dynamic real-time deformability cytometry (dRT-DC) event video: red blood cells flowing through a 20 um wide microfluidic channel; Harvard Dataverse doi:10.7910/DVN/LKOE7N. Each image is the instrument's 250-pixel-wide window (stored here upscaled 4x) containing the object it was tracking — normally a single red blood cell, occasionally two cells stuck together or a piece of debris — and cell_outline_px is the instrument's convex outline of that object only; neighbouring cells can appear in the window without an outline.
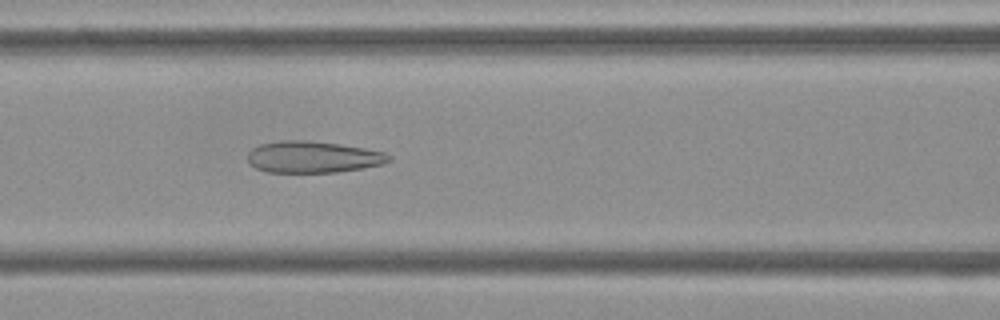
{"species": "Egyptian fruit bat (a non-hibernating species)", "species_latin": "Rousettus aegyptiacus", "temperature_condition": "cold", "stored_images_in_passage": 39, "camera_frame_rate_fps": 3000, "um_per_image_px": 0.085, "frame": {"image": 1, "passage_image": 12, "time_ms": 3.667, "image_size_px": [1000, 320], "cell_outline_px": [[392, 160], [384, 164], [336, 172], [268, 172], [256, 168], [248, 164], [248, 152], [252, 148], [260, 144], [280, 140], [304, 140], [340, 144], [364, 148], [384, 152], [392, 156]], "centroid_in_image_um": [26.59, 13.34], "position_along_channel_um": 140.0, "area_um2": 26.07}}
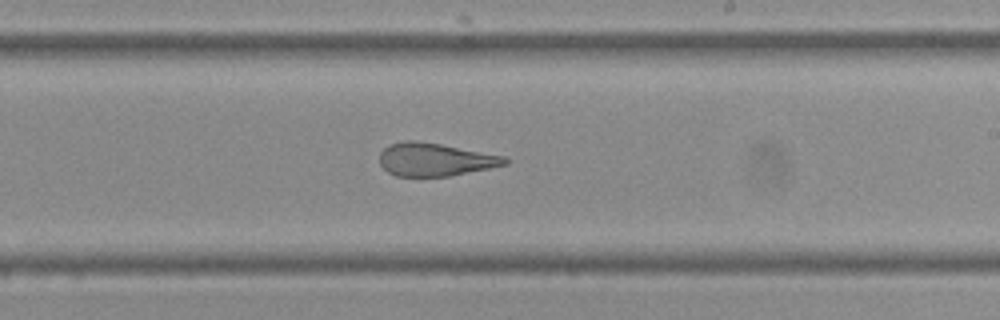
{"frame": {"image": 2, "passage_image": 21, "time_ms": 6.667, "image_size_px": [1000, 320], "cell_outline_px": [[508, 164], [448, 176], [396, 176], [388, 172], [380, 164], [380, 152], [388, 144], [408, 140], [416, 140], [440, 144], [504, 156], [508, 160]], "centroid_in_image_um": [36.94, 13.55], "position_along_channel_um": 252.1, "area_um2": 23.87}}
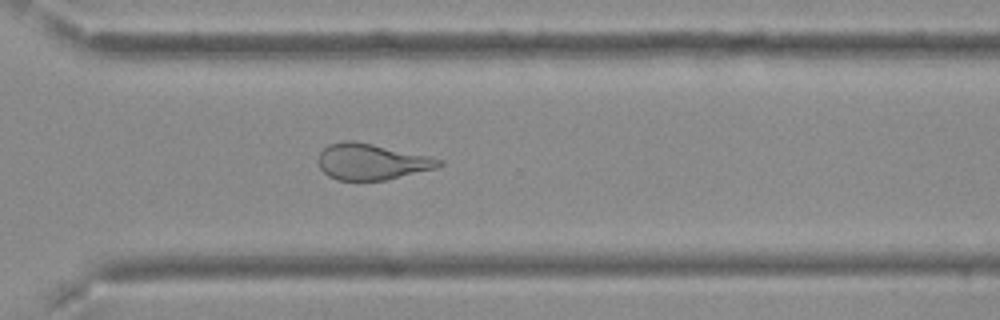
{"frame": {"image": 3, "passage_image": 28, "time_ms": 9.0, "image_size_px": [1000, 320], "cell_outline_px": [[444, 164], [436, 168], [384, 180], [336, 180], [328, 176], [320, 168], [316, 160], [320, 152], [328, 144], [344, 140], [352, 140], [432, 156], [444, 160]], "centroid_in_image_um": [31.58, 13.73], "position_along_channel_um": 339.0, "area_um2": 25.55}, "authors_computed_cell_mechanics": {"area_um2": 26.1834, "velocity_mm_per_s": 3.7345, "shape_relaxation_time_tau1_ms": null, "shape_relaxation_time_tau2_ms": 1.8491, "deformation_change_tau1": null, "deformation_change_tau2": 0.116}}